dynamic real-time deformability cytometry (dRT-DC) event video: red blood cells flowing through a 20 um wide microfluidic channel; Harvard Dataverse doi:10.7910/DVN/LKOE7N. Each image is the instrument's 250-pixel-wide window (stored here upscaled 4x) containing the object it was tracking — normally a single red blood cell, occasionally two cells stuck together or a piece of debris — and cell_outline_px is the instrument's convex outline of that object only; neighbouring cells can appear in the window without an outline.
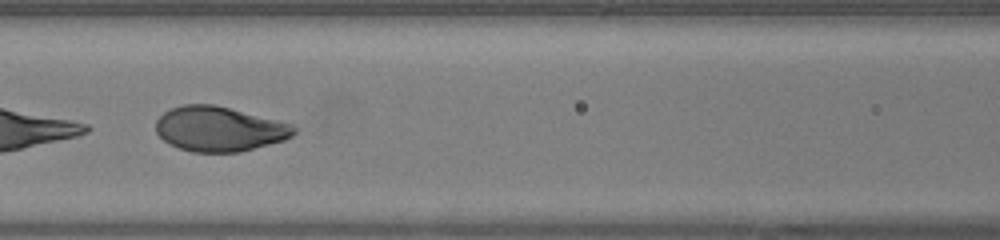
{"species": "human", "species_latin": "Homo sapiens", "temperature_condition": "warm", "stored_images_in_passage": 31, "camera_frame_rate_fps": 3000, "um_per_image_px": 0.085, "donor": {"sex": "female"}, "frame": {"image": 1, "passage_image": 21, "time_ms": 6.667, "image_size_px": [1000, 240], "cell_outline_px": [[296, 132], [292, 136], [284, 140], [240, 152], [192, 152], [168, 144], [156, 132], [156, 120], [164, 112], [172, 108], [184, 104], [212, 104], [292, 124], [296, 128]], "centroid_in_image_um": [18.61, 10.97], "position_along_channel_um": 148.0, "area_um2": 35.78}}
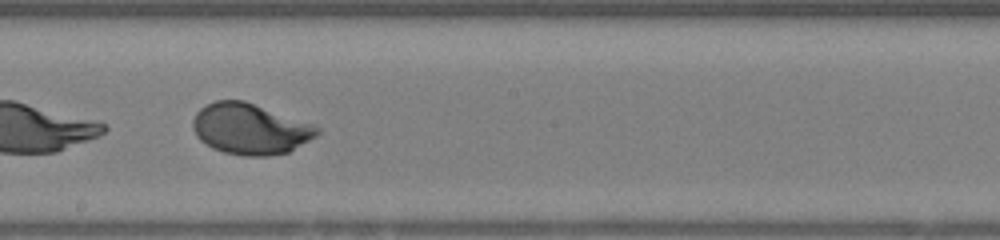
{"frame": {"image": 2, "passage_image": 27, "time_ms": 8.667, "image_size_px": [1000, 240], "cell_outline_px": [[320, 132], [316, 136], [288, 152], [268, 156], [244, 156], [224, 152], [212, 148], [200, 140], [196, 136], [192, 128], [192, 120], [196, 112], [204, 104], [216, 100], [244, 100], [316, 124], [320, 128]], "centroid_in_image_um": [21.26, 10.94], "position_along_channel_um": 226.9, "area_um2": 37.28}}